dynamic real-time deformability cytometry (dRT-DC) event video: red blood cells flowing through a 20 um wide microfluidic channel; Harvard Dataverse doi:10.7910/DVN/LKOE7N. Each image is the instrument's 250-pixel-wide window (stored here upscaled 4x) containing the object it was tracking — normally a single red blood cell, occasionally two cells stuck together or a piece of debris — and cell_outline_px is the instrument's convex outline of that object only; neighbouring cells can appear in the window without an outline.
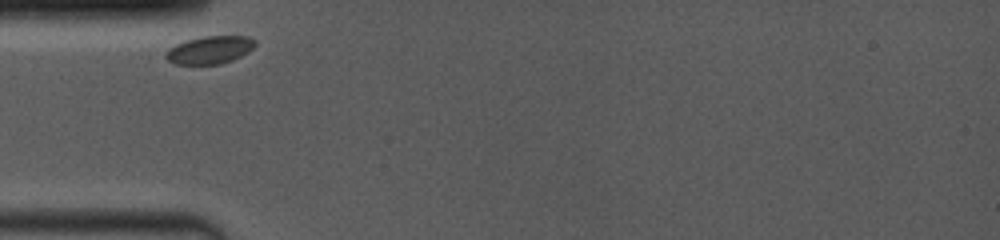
{"species": "common noctule bat (a hibernating species)", "species_latin": "Nyctalus noctula", "temperature_condition": "room temperature", "stored_images_in_passage": 8, "camera_frame_rate_fps": 4000, "um_per_image_px": 0.085, "animal": {"sex": "female", "body_mass_g": 19.0, "forearm_length_mm": 53.3}, "frame": {"image": 1, "passage_image": 1, "time_ms": 0.0, "image_size_px": [1000, 240], "cell_outline_px": [[256, 44], [248, 52], [232, 60], [220, 64], [176, 64], [168, 60], [164, 56], [164, 52], [168, 48], [176, 44], [188, 40], [204, 36], [248, 36], [256, 40]], "centroid_in_image_um": [17.82, 4.24], "position_along_channel_um": 67.2, "area_um2": 14.45}}
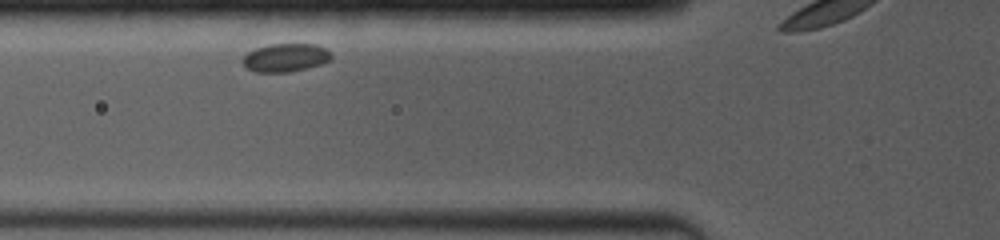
{"frame": {"image": 2, "passage_image": 4, "time_ms": 1.0, "image_size_px": [1000, 240], "cell_outline_px": [[332, 60], [320, 64], [288, 72], [256, 72], [248, 68], [240, 60], [248, 52], [256, 48], [268, 44], [316, 44], [328, 48], [332, 52]], "centroid_in_image_um": [24.3, 4.88], "position_along_channel_um": 101.5, "area_um2": 14.68}}
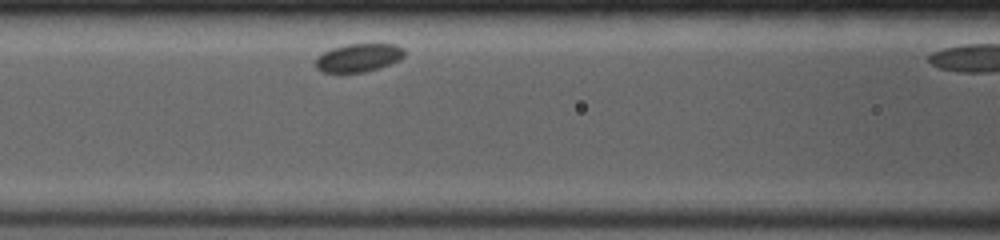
{"frame": {"image": 3, "passage_image": 7, "time_ms": 2.0, "image_size_px": [1000, 240], "cell_outline_px": [[404, 56], [400, 60], [380, 68], [364, 72], [324, 72], [316, 68], [316, 60], [324, 52], [332, 48], [344, 44], [396, 44], [404, 48]], "centroid_in_image_um": [30.52, 4.9], "position_along_channel_um": 136.1, "area_um2": 14.57}}